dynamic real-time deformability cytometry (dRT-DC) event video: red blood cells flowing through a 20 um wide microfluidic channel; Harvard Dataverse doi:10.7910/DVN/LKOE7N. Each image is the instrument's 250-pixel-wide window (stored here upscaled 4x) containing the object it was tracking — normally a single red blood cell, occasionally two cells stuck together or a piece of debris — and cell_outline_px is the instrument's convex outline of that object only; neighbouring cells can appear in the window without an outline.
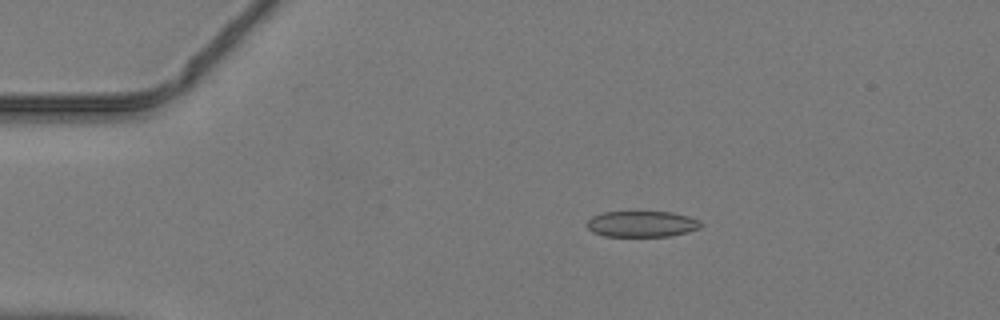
{"species": "common noctule bat (a hibernating species)", "species_latin": "Nyctalus noctula", "temperature_condition": "warm", "stored_images_in_passage": 47, "camera_frame_rate_fps": 3000, "um_per_image_px": 0.085, "animal": {"sex": "male", "body_mass_g": 19.2, "forearm_length_mm": 51.8}, "frame": {"image": 1, "passage_image": 9, "time_ms": 2.667, "image_size_px": [1000, 320], "cell_outline_px": [[700, 228], [688, 232], [672, 236], [604, 236], [592, 232], [588, 228], [588, 220], [592, 216], [604, 212], [672, 212], [688, 216], [700, 220]], "centroid_in_image_um": [54.57, 19.04], "position_along_channel_um": 30.4, "area_um2": 17.22}}
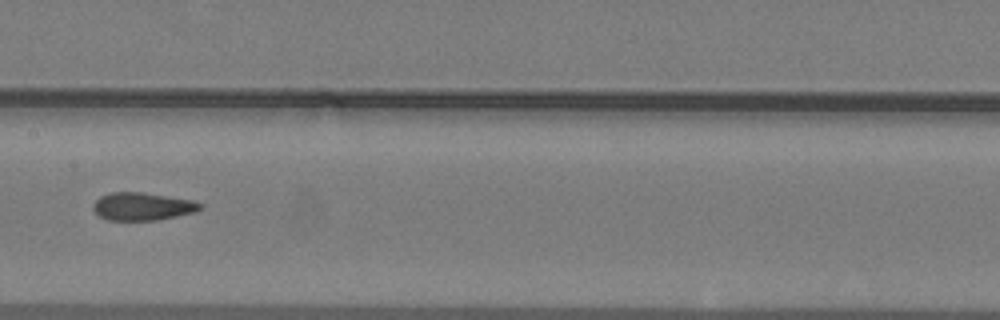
{"frame": {"image": 2, "passage_image": 24, "time_ms": 7.667, "image_size_px": [1000, 320], "cell_outline_px": [[204, 208], [196, 212], [156, 220], [108, 220], [100, 216], [92, 208], [96, 200], [100, 196], [112, 192], [144, 192], [192, 200], [204, 204]], "centroid_in_image_um": [12.15, 17.54], "position_along_channel_um": 195.3, "area_um2": 17.4}}
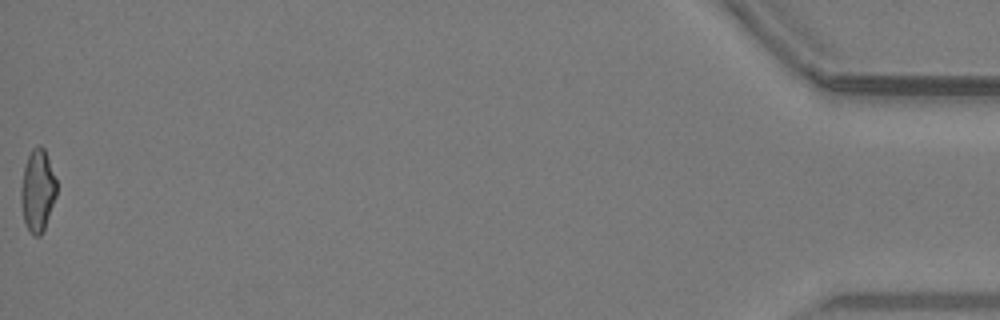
{"frame": {"image": 3, "passage_image": 47, "time_ms": 15.333, "image_size_px": [1000, 320], "cell_outline_px": [[56, 196], [44, 228], [40, 236], [32, 236], [24, 220], [20, 200], [20, 188], [24, 168], [28, 156], [32, 148], [40, 144], [44, 148], [56, 180]], "centroid_in_image_um": [3.18, 16.19], "position_along_channel_um": 432.0, "area_um2": 16.88}}